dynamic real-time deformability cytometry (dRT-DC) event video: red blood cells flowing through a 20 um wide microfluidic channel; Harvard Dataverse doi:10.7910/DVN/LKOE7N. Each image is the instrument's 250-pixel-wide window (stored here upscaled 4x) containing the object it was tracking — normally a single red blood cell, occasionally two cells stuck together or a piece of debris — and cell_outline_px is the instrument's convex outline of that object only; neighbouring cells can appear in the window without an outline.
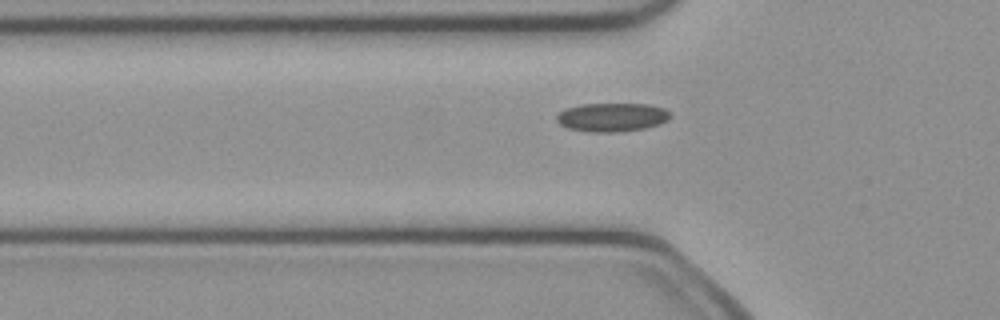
{"species": "common noctule bat (a hibernating species)", "species_latin": "Nyctalus noctula", "temperature_condition": "cold", "stored_images_in_passage": 33, "camera_frame_rate_fps": 3000, "um_per_image_px": 0.085, "animal": {"sex": "female", "body_mass_g": 21.9}, "frame": {"image": 1, "passage_image": 5, "time_ms": 1.333, "image_size_px": [1000, 320], "cell_outline_px": [[672, 116], [668, 120], [660, 124], [644, 128], [616, 132], [592, 132], [568, 128], [560, 124], [556, 120], [556, 116], [564, 108], [580, 104], [648, 104], [664, 108]], "centroid_in_image_um": [52.01, 9.96], "position_along_channel_um": 73.8, "area_um2": 19.02}}
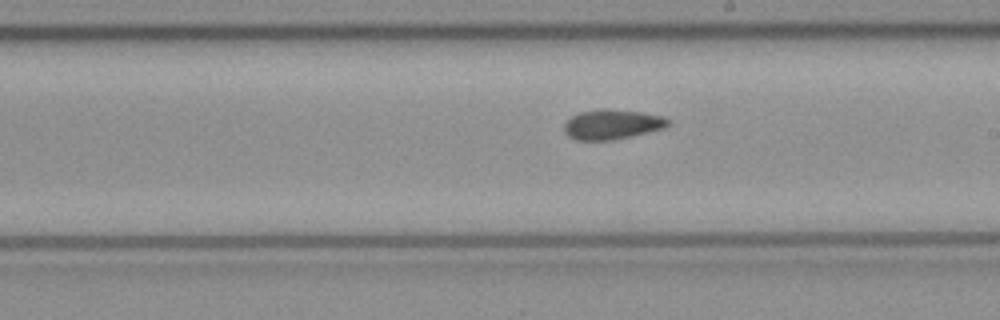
{"frame": {"image": 2, "passage_image": 17, "time_ms": 5.333, "image_size_px": [1000, 320], "cell_outline_px": [[668, 124], [664, 128], [612, 140], [576, 140], [568, 136], [564, 132], [564, 124], [572, 116], [580, 112], [600, 108], [608, 108], [644, 112], [664, 116], [668, 120]], "centroid_in_image_um": [52.0, 10.55], "position_along_channel_um": 237.0, "area_um2": 18.09}}
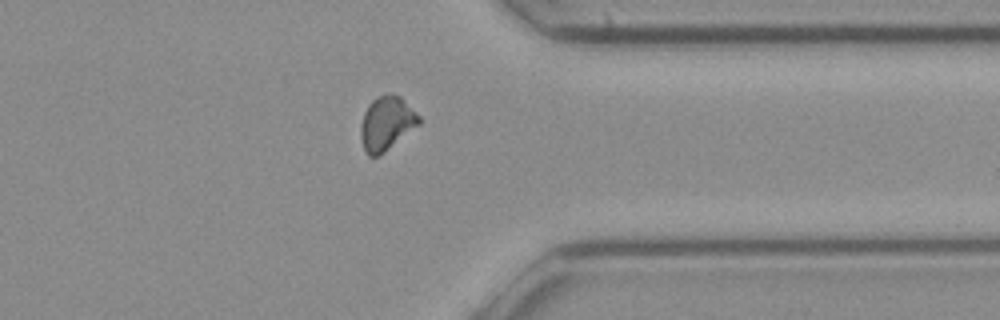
{"frame": {"image": 3, "passage_image": 28, "time_ms": 9.0, "image_size_px": [1000, 320], "cell_outline_px": [[420, 124], [380, 156], [368, 156], [364, 152], [360, 136], [360, 124], [364, 112], [368, 104], [376, 96], [392, 92], [400, 96], [420, 116]], "centroid_in_image_um": [32.84, 10.48], "position_along_channel_um": 378.6, "area_um2": 18.67}}